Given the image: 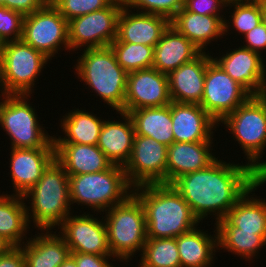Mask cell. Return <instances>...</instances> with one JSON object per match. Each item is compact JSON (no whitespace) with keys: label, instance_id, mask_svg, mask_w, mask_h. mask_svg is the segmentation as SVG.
I'll return each mask as SVG.
<instances>
[{"label":"cell","instance_id":"d4e9b609","mask_svg":"<svg viewBox=\"0 0 266 267\" xmlns=\"http://www.w3.org/2000/svg\"><path fill=\"white\" fill-rule=\"evenodd\" d=\"M225 19L223 16L192 13L183 7L170 20V25L204 52L211 41L225 36Z\"/></svg>","mask_w":266,"mask_h":267},{"label":"cell","instance_id":"74e56055","mask_svg":"<svg viewBox=\"0 0 266 267\" xmlns=\"http://www.w3.org/2000/svg\"><path fill=\"white\" fill-rule=\"evenodd\" d=\"M24 15L4 6H0V40L3 43L22 38Z\"/></svg>","mask_w":266,"mask_h":267},{"label":"cell","instance_id":"b9f144b4","mask_svg":"<svg viewBox=\"0 0 266 267\" xmlns=\"http://www.w3.org/2000/svg\"><path fill=\"white\" fill-rule=\"evenodd\" d=\"M48 2V0H5V7L26 16L40 10Z\"/></svg>","mask_w":266,"mask_h":267},{"label":"cell","instance_id":"681fc988","mask_svg":"<svg viewBox=\"0 0 266 267\" xmlns=\"http://www.w3.org/2000/svg\"><path fill=\"white\" fill-rule=\"evenodd\" d=\"M0 6H4L5 7V0H0Z\"/></svg>","mask_w":266,"mask_h":267},{"label":"cell","instance_id":"d6a6232c","mask_svg":"<svg viewBox=\"0 0 266 267\" xmlns=\"http://www.w3.org/2000/svg\"><path fill=\"white\" fill-rule=\"evenodd\" d=\"M138 267H181L176 238H147Z\"/></svg>","mask_w":266,"mask_h":267},{"label":"cell","instance_id":"5bb4252c","mask_svg":"<svg viewBox=\"0 0 266 267\" xmlns=\"http://www.w3.org/2000/svg\"><path fill=\"white\" fill-rule=\"evenodd\" d=\"M171 102L167 74L153 67L128 73L122 112L162 107Z\"/></svg>","mask_w":266,"mask_h":267},{"label":"cell","instance_id":"ee69618b","mask_svg":"<svg viewBox=\"0 0 266 267\" xmlns=\"http://www.w3.org/2000/svg\"><path fill=\"white\" fill-rule=\"evenodd\" d=\"M11 247L13 246L0 235V255L6 253Z\"/></svg>","mask_w":266,"mask_h":267},{"label":"cell","instance_id":"ac0fdd59","mask_svg":"<svg viewBox=\"0 0 266 267\" xmlns=\"http://www.w3.org/2000/svg\"><path fill=\"white\" fill-rule=\"evenodd\" d=\"M169 25L170 20L164 16L133 12L124 5L117 21L116 39L155 47Z\"/></svg>","mask_w":266,"mask_h":267},{"label":"cell","instance_id":"1f68e13d","mask_svg":"<svg viewBox=\"0 0 266 267\" xmlns=\"http://www.w3.org/2000/svg\"><path fill=\"white\" fill-rule=\"evenodd\" d=\"M218 233L219 250L225 249L229 253L236 254L246 261H252L260 248L266 245V234L241 231L235 226H216ZM257 253V254H256Z\"/></svg>","mask_w":266,"mask_h":267},{"label":"cell","instance_id":"7402d4cb","mask_svg":"<svg viewBox=\"0 0 266 267\" xmlns=\"http://www.w3.org/2000/svg\"><path fill=\"white\" fill-rule=\"evenodd\" d=\"M266 183V177H261L225 214L215 223L216 226H235L241 231L266 234V199L253 197V191ZM249 194H252L249 196Z\"/></svg>","mask_w":266,"mask_h":267},{"label":"cell","instance_id":"f6af8a7d","mask_svg":"<svg viewBox=\"0 0 266 267\" xmlns=\"http://www.w3.org/2000/svg\"><path fill=\"white\" fill-rule=\"evenodd\" d=\"M59 267H78L75 259L69 255L68 258Z\"/></svg>","mask_w":266,"mask_h":267},{"label":"cell","instance_id":"4fadbf2b","mask_svg":"<svg viewBox=\"0 0 266 267\" xmlns=\"http://www.w3.org/2000/svg\"><path fill=\"white\" fill-rule=\"evenodd\" d=\"M168 146L146 136L135 135L130 158L123 167L133 186L166 184Z\"/></svg>","mask_w":266,"mask_h":267},{"label":"cell","instance_id":"ba28073f","mask_svg":"<svg viewBox=\"0 0 266 267\" xmlns=\"http://www.w3.org/2000/svg\"><path fill=\"white\" fill-rule=\"evenodd\" d=\"M0 126L11 140V148H55L52 135L39 124L30 95L2 94ZM46 131V132H45Z\"/></svg>","mask_w":266,"mask_h":267},{"label":"cell","instance_id":"cb8c5ba5","mask_svg":"<svg viewBox=\"0 0 266 267\" xmlns=\"http://www.w3.org/2000/svg\"><path fill=\"white\" fill-rule=\"evenodd\" d=\"M55 159L68 175L97 173L113 164L97 145L54 143Z\"/></svg>","mask_w":266,"mask_h":267},{"label":"cell","instance_id":"52a82bcc","mask_svg":"<svg viewBox=\"0 0 266 267\" xmlns=\"http://www.w3.org/2000/svg\"><path fill=\"white\" fill-rule=\"evenodd\" d=\"M221 123L241 145L247 164L259 175L266 177V160H260L266 148V105L261 98L251 95Z\"/></svg>","mask_w":266,"mask_h":267},{"label":"cell","instance_id":"f35d334b","mask_svg":"<svg viewBox=\"0 0 266 267\" xmlns=\"http://www.w3.org/2000/svg\"><path fill=\"white\" fill-rule=\"evenodd\" d=\"M228 1L229 0H184L183 7L187 11L201 15L224 16L222 14L220 15V13L224 9L226 10L225 7H227Z\"/></svg>","mask_w":266,"mask_h":267},{"label":"cell","instance_id":"3957f363","mask_svg":"<svg viewBox=\"0 0 266 267\" xmlns=\"http://www.w3.org/2000/svg\"><path fill=\"white\" fill-rule=\"evenodd\" d=\"M23 198L31 201L30 207L26 204L29 224L33 221L37 230L45 231L59 227L71 214L69 176L63 166L54 159Z\"/></svg>","mask_w":266,"mask_h":267},{"label":"cell","instance_id":"d6986e66","mask_svg":"<svg viewBox=\"0 0 266 267\" xmlns=\"http://www.w3.org/2000/svg\"><path fill=\"white\" fill-rule=\"evenodd\" d=\"M171 120L174 142L213 141L212 130L219 126L199 104L172 101Z\"/></svg>","mask_w":266,"mask_h":267},{"label":"cell","instance_id":"4316f807","mask_svg":"<svg viewBox=\"0 0 266 267\" xmlns=\"http://www.w3.org/2000/svg\"><path fill=\"white\" fill-rule=\"evenodd\" d=\"M40 232H37L38 235L35 234V237L28 238L21 246L25 267H59L70 255L69 247L56 231Z\"/></svg>","mask_w":266,"mask_h":267},{"label":"cell","instance_id":"4dcf8cb0","mask_svg":"<svg viewBox=\"0 0 266 267\" xmlns=\"http://www.w3.org/2000/svg\"><path fill=\"white\" fill-rule=\"evenodd\" d=\"M25 201L23 196L0 194V235L12 246H22L27 240L30 227Z\"/></svg>","mask_w":266,"mask_h":267},{"label":"cell","instance_id":"bcb514c9","mask_svg":"<svg viewBox=\"0 0 266 267\" xmlns=\"http://www.w3.org/2000/svg\"><path fill=\"white\" fill-rule=\"evenodd\" d=\"M262 23L266 28V0H262Z\"/></svg>","mask_w":266,"mask_h":267},{"label":"cell","instance_id":"e575fe53","mask_svg":"<svg viewBox=\"0 0 266 267\" xmlns=\"http://www.w3.org/2000/svg\"><path fill=\"white\" fill-rule=\"evenodd\" d=\"M119 65L127 72L151 68L154 61V47L143 44L120 42L110 44Z\"/></svg>","mask_w":266,"mask_h":267},{"label":"cell","instance_id":"484cf974","mask_svg":"<svg viewBox=\"0 0 266 267\" xmlns=\"http://www.w3.org/2000/svg\"><path fill=\"white\" fill-rule=\"evenodd\" d=\"M201 52L184 35L169 25L154 47L152 67L168 75L171 71L196 58Z\"/></svg>","mask_w":266,"mask_h":267},{"label":"cell","instance_id":"5b68a950","mask_svg":"<svg viewBox=\"0 0 266 267\" xmlns=\"http://www.w3.org/2000/svg\"><path fill=\"white\" fill-rule=\"evenodd\" d=\"M103 218L114 258L129 262L135 253L143 251L147 240L146 215L142 202L134 193L106 210Z\"/></svg>","mask_w":266,"mask_h":267},{"label":"cell","instance_id":"7dc6e473","mask_svg":"<svg viewBox=\"0 0 266 267\" xmlns=\"http://www.w3.org/2000/svg\"><path fill=\"white\" fill-rule=\"evenodd\" d=\"M258 96L266 105V82L264 83L262 90L258 93Z\"/></svg>","mask_w":266,"mask_h":267},{"label":"cell","instance_id":"e0dca14e","mask_svg":"<svg viewBox=\"0 0 266 267\" xmlns=\"http://www.w3.org/2000/svg\"><path fill=\"white\" fill-rule=\"evenodd\" d=\"M10 153L13 195L18 196L26 194L55 159V148H11Z\"/></svg>","mask_w":266,"mask_h":267},{"label":"cell","instance_id":"7c38bea8","mask_svg":"<svg viewBox=\"0 0 266 267\" xmlns=\"http://www.w3.org/2000/svg\"><path fill=\"white\" fill-rule=\"evenodd\" d=\"M251 94L213 59L207 64L200 106L219 124Z\"/></svg>","mask_w":266,"mask_h":267},{"label":"cell","instance_id":"ffe728a7","mask_svg":"<svg viewBox=\"0 0 266 267\" xmlns=\"http://www.w3.org/2000/svg\"><path fill=\"white\" fill-rule=\"evenodd\" d=\"M201 52L193 60L181 65L168 74L169 92L173 102L199 104L204 94L207 64L212 56Z\"/></svg>","mask_w":266,"mask_h":267},{"label":"cell","instance_id":"30bf717a","mask_svg":"<svg viewBox=\"0 0 266 267\" xmlns=\"http://www.w3.org/2000/svg\"><path fill=\"white\" fill-rule=\"evenodd\" d=\"M124 5V0H113L106 8L68 21L70 50L110 46L116 39L117 21Z\"/></svg>","mask_w":266,"mask_h":267},{"label":"cell","instance_id":"7a4b0ae2","mask_svg":"<svg viewBox=\"0 0 266 267\" xmlns=\"http://www.w3.org/2000/svg\"><path fill=\"white\" fill-rule=\"evenodd\" d=\"M146 215L147 238H176L200 223L188 203L169 184H144L133 188Z\"/></svg>","mask_w":266,"mask_h":267},{"label":"cell","instance_id":"836d02e7","mask_svg":"<svg viewBox=\"0 0 266 267\" xmlns=\"http://www.w3.org/2000/svg\"><path fill=\"white\" fill-rule=\"evenodd\" d=\"M233 7L231 19L224 21L225 34L231 30L238 31L244 36L254 27L262 23V0H229L227 7Z\"/></svg>","mask_w":266,"mask_h":267},{"label":"cell","instance_id":"8fae6325","mask_svg":"<svg viewBox=\"0 0 266 267\" xmlns=\"http://www.w3.org/2000/svg\"><path fill=\"white\" fill-rule=\"evenodd\" d=\"M21 39L51 60L63 46L70 52L68 21L50 2L24 17Z\"/></svg>","mask_w":266,"mask_h":267},{"label":"cell","instance_id":"6da1fadb","mask_svg":"<svg viewBox=\"0 0 266 267\" xmlns=\"http://www.w3.org/2000/svg\"><path fill=\"white\" fill-rule=\"evenodd\" d=\"M261 177L247 163L219 158L205 169L178 177L171 185L199 221L210 214L217 223Z\"/></svg>","mask_w":266,"mask_h":267},{"label":"cell","instance_id":"9c48e42d","mask_svg":"<svg viewBox=\"0 0 266 267\" xmlns=\"http://www.w3.org/2000/svg\"><path fill=\"white\" fill-rule=\"evenodd\" d=\"M48 61L51 60L22 39L4 43L0 56V95H31L35 80Z\"/></svg>","mask_w":266,"mask_h":267},{"label":"cell","instance_id":"ab89813d","mask_svg":"<svg viewBox=\"0 0 266 267\" xmlns=\"http://www.w3.org/2000/svg\"><path fill=\"white\" fill-rule=\"evenodd\" d=\"M70 255L75 259L78 267H113L114 265L109 263L108 260L110 261V259L113 258L112 262L115 261V258L112 255H97L78 252H70Z\"/></svg>","mask_w":266,"mask_h":267},{"label":"cell","instance_id":"2e32d148","mask_svg":"<svg viewBox=\"0 0 266 267\" xmlns=\"http://www.w3.org/2000/svg\"><path fill=\"white\" fill-rule=\"evenodd\" d=\"M212 59L251 95H258L266 82V68L263 57L250 49L227 51L221 57Z\"/></svg>","mask_w":266,"mask_h":267},{"label":"cell","instance_id":"83f0119b","mask_svg":"<svg viewBox=\"0 0 266 267\" xmlns=\"http://www.w3.org/2000/svg\"><path fill=\"white\" fill-rule=\"evenodd\" d=\"M216 231V232H215ZM214 237L195 227L176 237L181 267H211L218 250V233ZM214 252V253H213Z\"/></svg>","mask_w":266,"mask_h":267},{"label":"cell","instance_id":"44dd1931","mask_svg":"<svg viewBox=\"0 0 266 267\" xmlns=\"http://www.w3.org/2000/svg\"><path fill=\"white\" fill-rule=\"evenodd\" d=\"M213 141L173 142L168 146L166 184L171 185L178 177L209 167L215 162Z\"/></svg>","mask_w":266,"mask_h":267},{"label":"cell","instance_id":"60d3db41","mask_svg":"<svg viewBox=\"0 0 266 267\" xmlns=\"http://www.w3.org/2000/svg\"><path fill=\"white\" fill-rule=\"evenodd\" d=\"M246 40L244 48L250 49L258 54H262V51L266 50V28L263 23L251 29L243 36ZM262 50V51H261Z\"/></svg>","mask_w":266,"mask_h":267},{"label":"cell","instance_id":"8992f818","mask_svg":"<svg viewBox=\"0 0 266 267\" xmlns=\"http://www.w3.org/2000/svg\"><path fill=\"white\" fill-rule=\"evenodd\" d=\"M68 176L71 205L89 206L94 213L109 210L133 193L124 168L118 165L97 173Z\"/></svg>","mask_w":266,"mask_h":267},{"label":"cell","instance_id":"d590c367","mask_svg":"<svg viewBox=\"0 0 266 267\" xmlns=\"http://www.w3.org/2000/svg\"><path fill=\"white\" fill-rule=\"evenodd\" d=\"M113 0H51L59 13L70 21L76 17L106 8Z\"/></svg>","mask_w":266,"mask_h":267},{"label":"cell","instance_id":"c3c4849f","mask_svg":"<svg viewBox=\"0 0 266 267\" xmlns=\"http://www.w3.org/2000/svg\"><path fill=\"white\" fill-rule=\"evenodd\" d=\"M3 42L0 40V56H1V51H2V49H3Z\"/></svg>","mask_w":266,"mask_h":267},{"label":"cell","instance_id":"8d00e7d4","mask_svg":"<svg viewBox=\"0 0 266 267\" xmlns=\"http://www.w3.org/2000/svg\"><path fill=\"white\" fill-rule=\"evenodd\" d=\"M136 12L161 15L171 20L184 6V0H124ZM138 8V9H137ZM142 11H139V10Z\"/></svg>","mask_w":266,"mask_h":267},{"label":"cell","instance_id":"9a60e30c","mask_svg":"<svg viewBox=\"0 0 266 267\" xmlns=\"http://www.w3.org/2000/svg\"><path fill=\"white\" fill-rule=\"evenodd\" d=\"M98 220L93 214L68 215L60 227L70 252L112 255L107 237L105 221Z\"/></svg>","mask_w":266,"mask_h":267},{"label":"cell","instance_id":"7bdbcfd3","mask_svg":"<svg viewBox=\"0 0 266 267\" xmlns=\"http://www.w3.org/2000/svg\"><path fill=\"white\" fill-rule=\"evenodd\" d=\"M0 267H25V258L21 246H13L0 255Z\"/></svg>","mask_w":266,"mask_h":267},{"label":"cell","instance_id":"277c9868","mask_svg":"<svg viewBox=\"0 0 266 267\" xmlns=\"http://www.w3.org/2000/svg\"><path fill=\"white\" fill-rule=\"evenodd\" d=\"M78 57L75 72L112 109H124L128 73L119 65L110 46L86 48Z\"/></svg>","mask_w":266,"mask_h":267},{"label":"cell","instance_id":"f546056e","mask_svg":"<svg viewBox=\"0 0 266 267\" xmlns=\"http://www.w3.org/2000/svg\"><path fill=\"white\" fill-rule=\"evenodd\" d=\"M73 110L62 116L60 124L65 136L57 138L53 135L54 143L97 145L104 119L86 110Z\"/></svg>","mask_w":266,"mask_h":267},{"label":"cell","instance_id":"603a6c76","mask_svg":"<svg viewBox=\"0 0 266 267\" xmlns=\"http://www.w3.org/2000/svg\"><path fill=\"white\" fill-rule=\"evenodd\" d=\"M117 113L121 114L122 122L104 120L97 146L113 165L124 167L131 155L135 130L128 113L122 111Z\"/></svg>","mask_w":266,"mask_h":267},{"label":"cell","instance_id":"f1b7e54d","mask_svg":"<svg viewBox=\"0 0 266 267\" xmlns=\"http://www.w3.org/2000/svg\"><path fill=\"white\" fill-rule=\"evenodd\" d=\"M135 135L146 136L170 146L174 142L171 103L162 107L140 108L130 111Z\"/></svg>","mask_w":266,"mask_h":267}]
</instances>
